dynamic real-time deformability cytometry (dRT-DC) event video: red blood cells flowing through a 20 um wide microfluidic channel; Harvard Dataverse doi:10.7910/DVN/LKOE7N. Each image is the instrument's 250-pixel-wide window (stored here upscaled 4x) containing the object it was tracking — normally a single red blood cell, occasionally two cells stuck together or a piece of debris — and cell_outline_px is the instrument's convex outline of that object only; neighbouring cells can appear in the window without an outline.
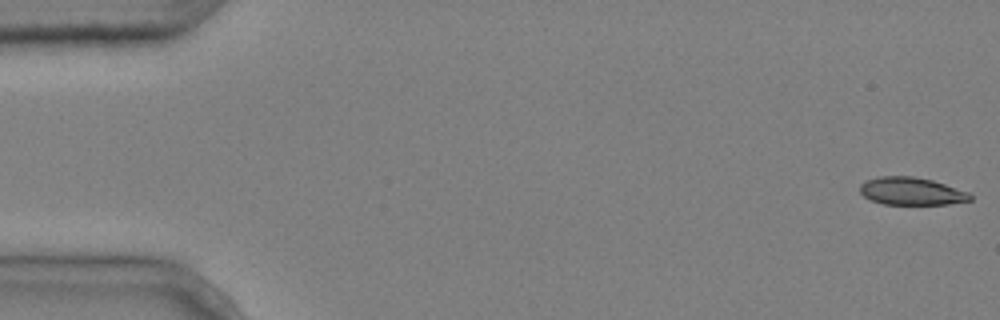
{"species": "common noctule bat (a hibernating species)", "species_latin": "Nyctalus noctula", "temperature_condition": "cold", "stored_images_in_passage": 5, "camera_frame_rate_fps": 3000, "um_per_image_px": 0.085, "animal": {"sex": "male", "body_mass_g": 20.4}, "frame": {"image": 1, "passage_image": 1, "time_ms": 0.0, "image_size_px": [1000, 320], "cell_outline_px": [[972, 200], [948, 204], [884, 204], [872, 200], [864, 196], [860, 192], [860, 184], [864, 180], [880, 176], [912, 176], [932, 180], [968, 192], [972, 196]], "centroid_in_image_um": [77.45, 16.25], "position_along_channel_um": 7.6, "area_um2": 17.69}}
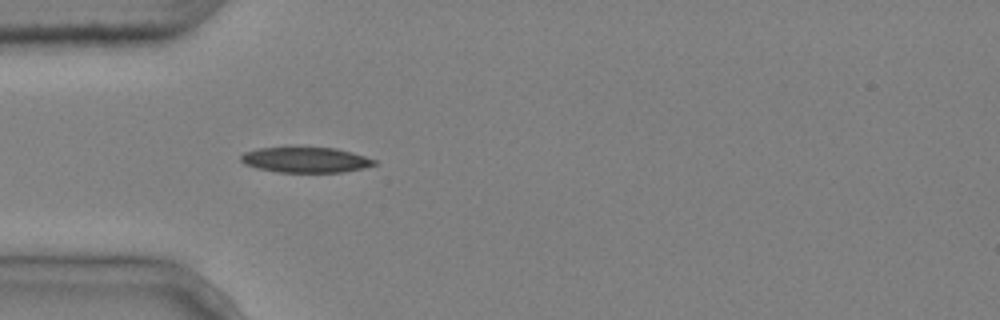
{"frame": {"image": 2, "passage_image": 5, "time_ms": 1.333, "image_size_px": [1000, 320], "cell_outline_px": [[376, 164], [364, 168], [344, 172], [280, 172], [256, 168], [244, 164], [240, 160], [240, 156], [244, 152], [260, 148], [336, 148], [352, 152], [376, 160]], "centroid_in_image_um": [25.98, 13.6], "position_along_channel_um": 59.0, "area_um2": 19.59}}